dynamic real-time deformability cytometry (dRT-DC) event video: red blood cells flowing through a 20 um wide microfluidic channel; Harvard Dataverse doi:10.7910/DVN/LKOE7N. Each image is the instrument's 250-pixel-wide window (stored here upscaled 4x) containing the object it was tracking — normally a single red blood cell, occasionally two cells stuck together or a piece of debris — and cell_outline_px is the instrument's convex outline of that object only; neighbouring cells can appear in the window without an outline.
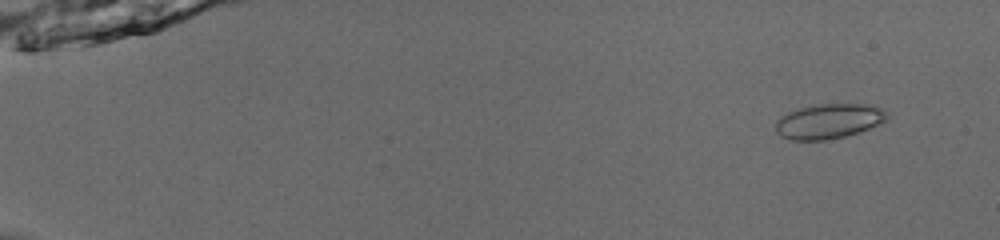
{"species": "common noctule bat (a hibernating species)", "species_latin": "Nyctalus noctula", "temperature_condition": "room temperature", "stored_images_in_passage": 53, "camera_frame_rate_fps": 3000, "um_per_image_px": 0.085, "animal": {"sex": "male", "body_mass_g": 13.0, "forearm_length_mm": 53.1}, "frame": {"image": 1, "passage_image": 5, "time_ms": 1.333, "image_size_px": [1000, 240], "cell_outline_px": [[888, 120], [868, 128], [844, 136], [824, 140], [792, 140], [780, 136], [776, 132], [776, 120], [780, 116], [788, 112], [812, 104], [868, 104], [880, 108], [888, 116]], "centroid_in_image_um": [70.4, 10.29], "position_along_channel_um": 14.6, "area_um2": 22.48}}
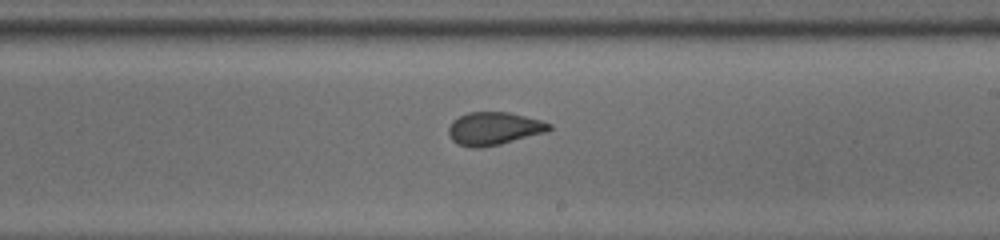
{"frame": {"image": 2, "passage_image": 34, "time_ms": 11.0, "image_size_px": [1000, 240], "cell_outline_px": [[552, 128], [544, 132], [500, 144], [480, 148], [472, 148], [460, 144], [452, 140], [448, 136], [448, 128], [452, 120], [468, 112], [508, 112], [540, 120], [552, 124]], "centroid_in_image_um": [41.94, 10.92], "position_along_channel_um": 247.1, "area_um2": 19.13}}
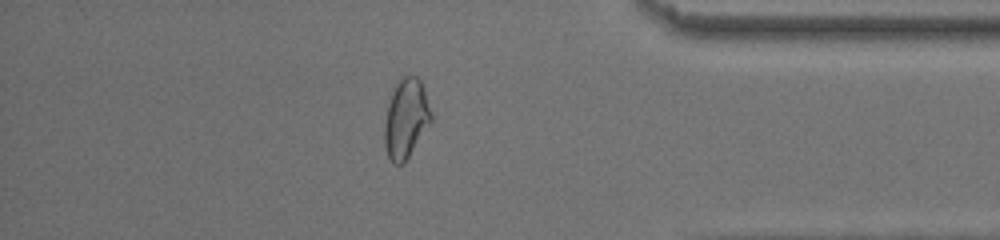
{"frame": {"image": 3, "passage_image": 47, "time_ms": 15.333, "image_size_px": [1000, 240], "cell_outline_px": [[432, 120], [404, 164], [392, 164], [388, 156], [384, 144], [384, 124], [388, 104], [392, 92], [400, 76], [416, 76], [420, 80], [424, 88], [432, 116]], "centroid_in_image_um": [34.49, 10.09], "position_along_channel_um": 400.7, "area_um2": 21.56}, "authors_computed_cell_mechanics": {"area_um2": 21.0392, "velocity_mm_per_s": 3.9446, "shape_relaxation_time_tau1_ms": null, "shape_relaxation_time_tau2_ms": 0.5236, "deformation_change_tau1": null, "deformation_change_tau2": 0.0448}}